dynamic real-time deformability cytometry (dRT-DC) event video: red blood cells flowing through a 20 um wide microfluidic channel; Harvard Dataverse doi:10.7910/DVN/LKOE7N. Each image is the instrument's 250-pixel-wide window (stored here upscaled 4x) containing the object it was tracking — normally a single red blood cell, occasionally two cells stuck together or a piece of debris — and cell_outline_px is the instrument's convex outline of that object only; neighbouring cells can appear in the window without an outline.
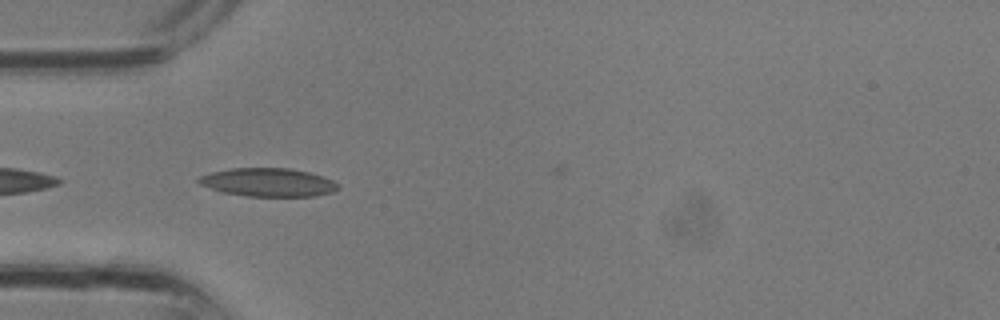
{"species": "common noctule bat (a hibernating species)", "species_latin": "Nyctalus noctula", "temperature_condition": "room temperature", "stored_images_in_passage": 7, "camera_frame_rate_fps": 3000, "um_per_image_px": 0.085, "animal": {"sex": "male", "body_mass_g": 13.3}, "frame": {"image": 1, "passage_image": 1, "time_ms": 0.0, "image_size_px": [1000, 320], "cell_outline_px": [[340, 188], [332, 192], [316, 196], [248, 196], [220, 192], [200, 184], [196, 180], [200, 176], [212, 172], [232, 168], [288, 168], [308, 172], [324, 176], [340, 184]], "centroid_in_image_um": [22.81, 15.5], "position_along_channel_um": 62.2, "area_um2": 23.12}}
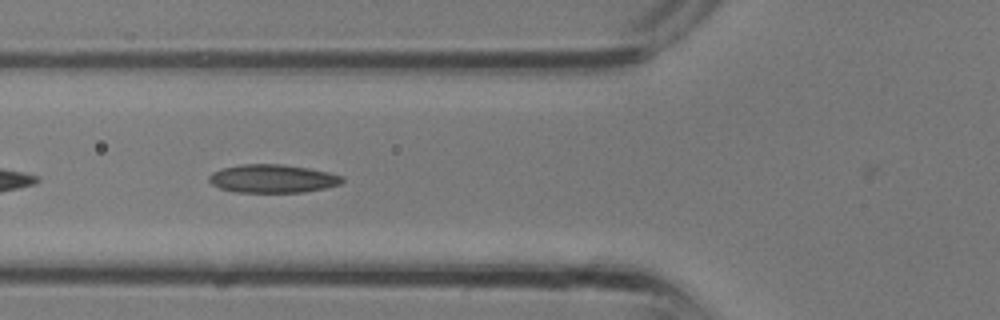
{"frame": {"image": 2, "passage_image": 3, "time_ms": 0.667, "image_size_px": [1000, 320], "cell_outline_px": [[344, 180], [340, 184], [324, 188], [304, 192], [236, 192], [220, 188], [212, 184], [208, 180], [208, 176], [212, 172], [220, 168], [240, 164], [280, 164], [308, 168], [328, 172], [344, 176]], "centroid_in_image_um": [23.15, 15.18], "position_along_channel_um": 102.7, "area_um2": 22.02}}
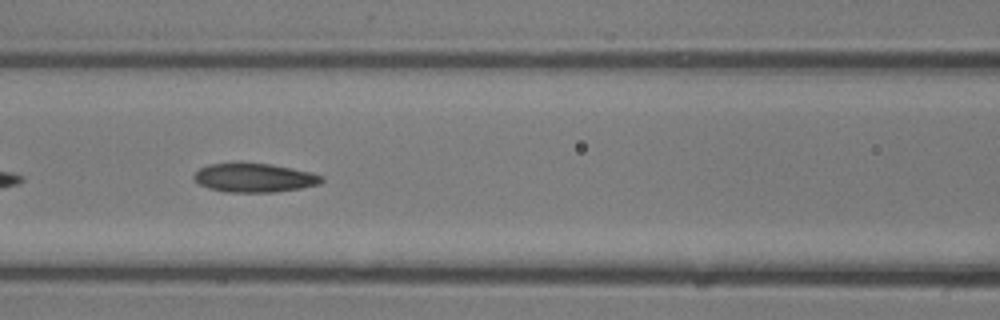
{"frame": {"image": 3, "passage_image": 5, "time_ms": 1.333, "image_size_px": [1000, 320], "cell_outline_px": [[324, 180], [320, 184], [300, 188], [272, 192], [228, 192], [208, 188], [200, 184], [192, 176], [200, 168], [208, 164], [240, 160], [272, 164], [312, 172], [324, 176]], "centroid_in_image_um": [21.61, 15.06], "position_along_channel_um": 145.0, "area_um2": 22.14}}